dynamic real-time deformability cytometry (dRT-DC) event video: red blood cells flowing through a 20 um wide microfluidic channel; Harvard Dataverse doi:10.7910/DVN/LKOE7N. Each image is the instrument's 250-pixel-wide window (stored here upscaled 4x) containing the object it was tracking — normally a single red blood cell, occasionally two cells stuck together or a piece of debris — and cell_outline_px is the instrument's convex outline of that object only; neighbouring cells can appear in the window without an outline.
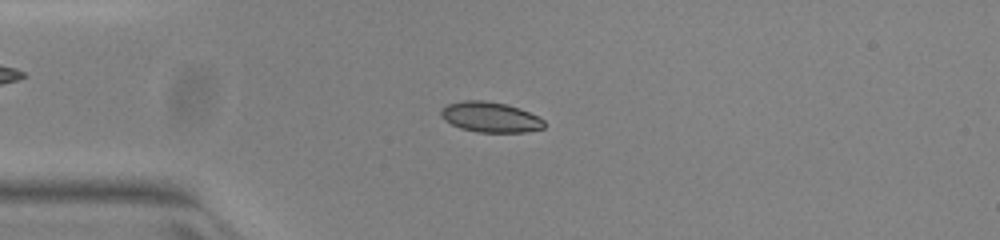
{"species": "common noctule bat (a hibernating species)", "species_latin": "Nyctalus noctula", "temperature_condition": "warm", "stored_images_in_passage": 51, "camera_frame_rate_fps": 3000, "um_per_image_px": 0.085, "animal": {"sex": "female", "body_mass_g": 23.0, "forearm_length_mm": 53.4}, "frame": {"image": 1, "passage_image": 13, "time_ms": 4.0, "image_size_px": [1000, 240], "cell_outline_px": [[544, 128], [524, 132], [476, 132], [460, 128], [444, 120], [440, 116], [440, 112], [448, 104], [464, 100], [484, 100], [508, 104], [520, 108], [544, 120]], "centroid_in_image_um": [41.67, 9.95], "position_along_channel_um": 43.3, "area_um2": 18.21}}
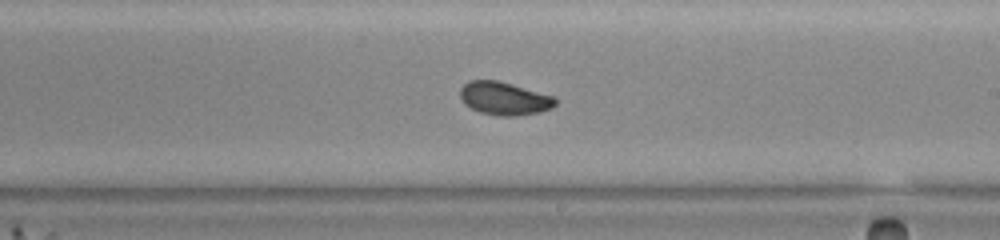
{"frame": {"image": 2, "passage_image": 30, "time_ms": 9.667, "image_size_px": [1000, 240], "cell_outline_px": [[556, 104], [552, 108], [540, 112], [516, 116], [500, 116], [480, 112], [464, 104], [460, 96], [460, 88], [468, 80], [496, 80], [552, 96], [556, 100]], "centroid_in_image_um": [42.83, 8.38], "position_along_channel_um": 246.2, "area_um2": 18.15}}
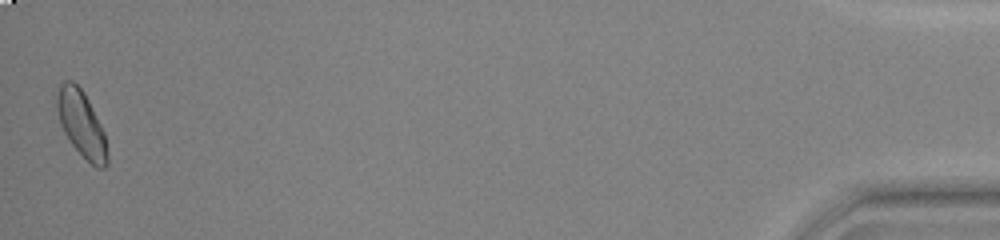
{"frame": {"image": 3, "passage_image": 51, "time_ms": 16.667, "image_size_px": [1000, 240], "cell_outline_px": [[108, 164], [104, 168], [96, 168], [72, 144], [64, 132], [60, 124], [56, 108], [56, 96], [60, 84], [64, 80], [72, 80], [84, 92], [104, 132], [108, 156]], "centroid_in_image_um": [6.91, 10.51], "position_along_channel_um": 428.3, "area_um2": 19.19}, "authors_computed_cell_mechanics": {"area_um2": 18.0336, "velocity_mm_per_s": 3.9698, "shape_relaxation_time_tau1_ms": 4.3341, "shape_relaxation_time_tau2_ms": 0.8791, "deformation_change_tau1": 0.1284, "deformation_change_tau2": 0.0443}}